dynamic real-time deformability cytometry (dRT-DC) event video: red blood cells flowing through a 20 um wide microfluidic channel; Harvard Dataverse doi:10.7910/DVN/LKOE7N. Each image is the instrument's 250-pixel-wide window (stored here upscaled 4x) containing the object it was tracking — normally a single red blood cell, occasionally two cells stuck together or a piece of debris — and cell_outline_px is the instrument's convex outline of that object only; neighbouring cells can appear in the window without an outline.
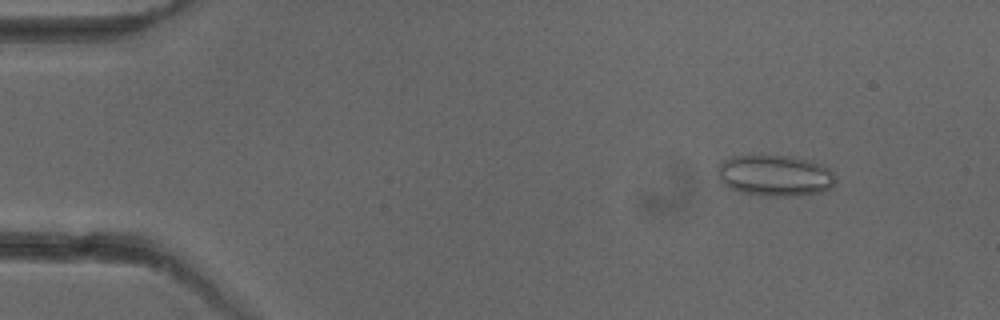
{"species": "common noctule bat (a hibernating species)", "species_latin": "Nyctalus noctula", "temperature_condition": "cold", "stored_images_in_passage": 5, "camera_frame_rate_fps": 3000, "um_per_image_px": 0.085, "animal": {"sex": "female"}, "frame": {"image": 1, "passage_image": 2, "time_ms": 1.333, "image_size_px": [1000, 320], "cell_outline_px": [[836, 180], [832, 188], [820, 192], [796, 196], [764, 196], [744, 192], [732, 188], [724, 184], [720, 180], [716, 168], [724, 160], [732, 156], [792, 156], [812, 160], [828, 168], [836, 176]], "centroid_in_image_um": [65.91, 14.92], "position_along_channel_um": 19.1, "area_um2": 28.32}}
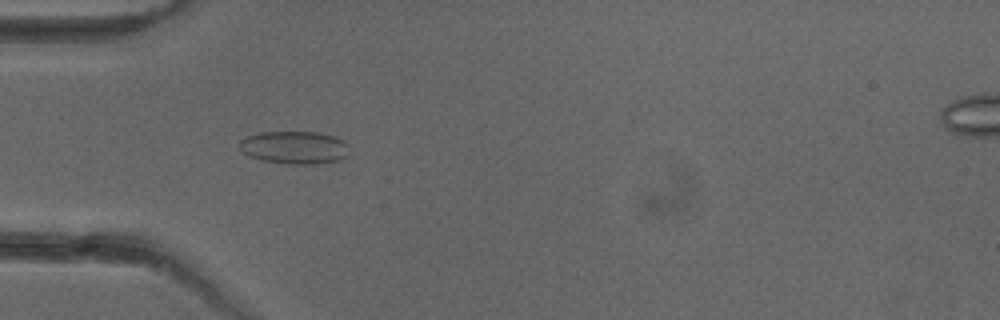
{"frame": {"image": 2, "passage_image": 5, "time_ms": 4.667, "image_size_px": [1000, 320], "cell_outline_px": [[348, 156], [340, 160], [316, 164], [288, 164], [260, 160], [248, 156], [240, 148], [240, 140], [248, 136], [260, 132], [320, 132], [336, 136], [344, 140], [348, 144]], "centroid_in_image_um": [25.07, 12.54], "position_along_channel_um": 59.9, "area_um2": 21.27}}